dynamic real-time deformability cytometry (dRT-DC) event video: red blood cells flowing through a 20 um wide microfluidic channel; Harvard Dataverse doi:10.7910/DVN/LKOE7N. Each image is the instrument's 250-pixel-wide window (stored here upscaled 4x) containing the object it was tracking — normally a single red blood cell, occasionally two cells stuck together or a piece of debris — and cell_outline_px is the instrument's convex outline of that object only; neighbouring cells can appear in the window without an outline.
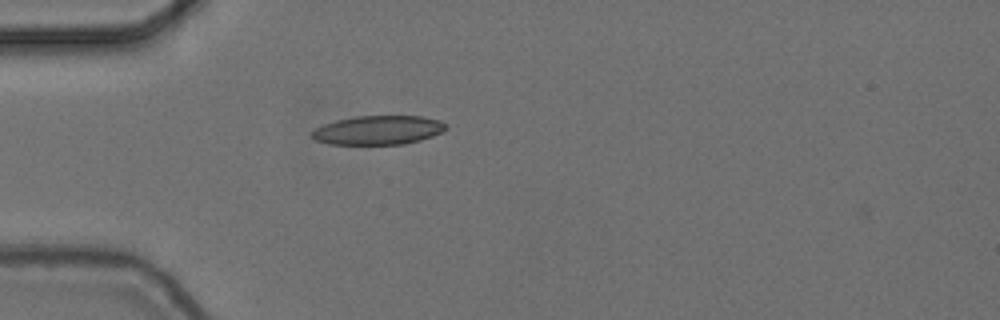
{"species": "common noctule bat (a hibernating species)", "species_latin": "Nyctalus noctula", "temperature_condition": "cold", "stored_images_in_passage": 1, "camera_frame_rate_fps": 3000, "um_per_image_px": 0.085, "animal": {"sex": "female", "body_mass_g": 24.6, "forearm_length_mm": 56.2}, "frame": {"image": 1, "passage_image": 1, "time_ms": 0.0, "image_size_px": [1000, 320], "cell_outline_px": [[448, 128], [432, 136], [420, 140], [404, 144], [328, 144], [316, 140], [312, 136], [312, 132], [316, 128], [324, 124], [336, 120], [356, 116], [424, 116], [440, 120], [448, 124]], "centroid_in_image_um": [32.18, 11.05], "position_along_channel_um": 52.8, "area_um2": 22.66}}